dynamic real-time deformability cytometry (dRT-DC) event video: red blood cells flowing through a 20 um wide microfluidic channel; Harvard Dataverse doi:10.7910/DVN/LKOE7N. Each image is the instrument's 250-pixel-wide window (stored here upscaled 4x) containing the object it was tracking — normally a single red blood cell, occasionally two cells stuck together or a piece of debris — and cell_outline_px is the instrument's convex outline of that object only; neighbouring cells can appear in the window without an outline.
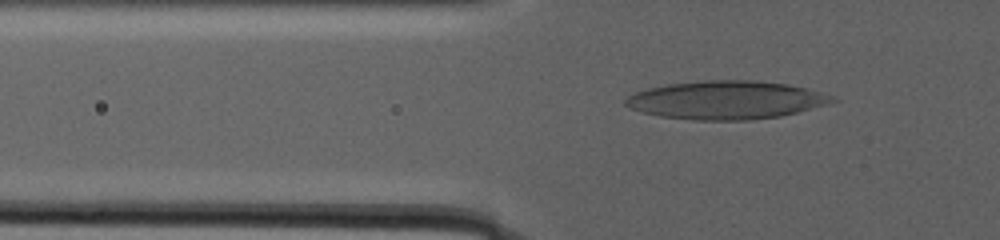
{"species": "human", "species_latin": "Homo sapiens", "temperature_condition": "warm", "stored_images_in_passage": 97, "camera_frame_rate_fps": 3000, "um_per_image_px": 0.085, "donor": {"sex": "male"}, "frame": {"image": 1, "passage_image": 40, "time_ms": 13.0, "image_size_px": [1000, 240], "cell_outline_px": [[840, 100], [828, 104], [780, 116], [748, 120], [692, 120], [660, 116], [644, 112], [632, 108], [624, 104], [624, 100], [628, 96], [636, 92], [648, 88], [668, 84], [704, 80], [756, 80], [788, 84], [804, 88], [832, 96]], "centroid_in_image_um": [61.72, 8.5], "position_along_channel_um": 64.1, "area_um2": 45.89}}
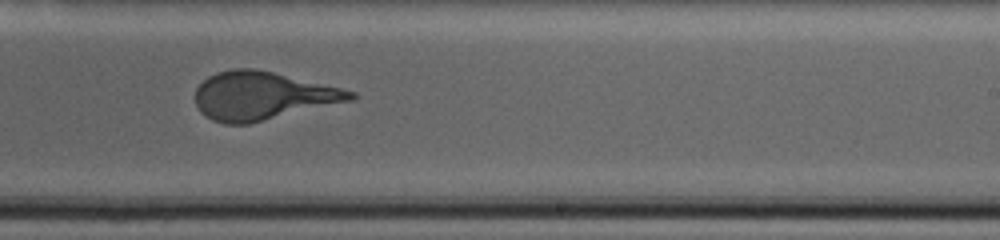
{"frame": {"image": 2, "passage_image": 72, "time_ms": 23.333, "image_size_px": [1000, 240], "cell_outline_px": [[356, 96], [352, 100], [248, 124], [224, 124], [212, 120], [200, 112], [196, 104], [196, 88], [208, 76], [216, 72], [232, 68], [256, 68], [340, 88], [356, 92]], "centroid_in_image_um": [22.26, 8.14], "position_along_channel_um": 266.7, "area_um2": 43.23}}
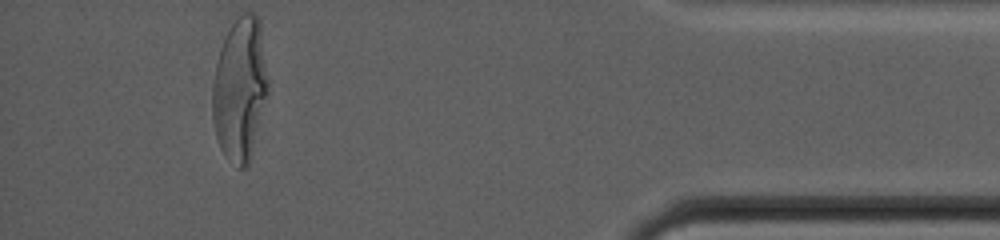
{"frame": {"image": 3, "passage_image": 97, "time_ms": 32.333, "image_size_px": [1000, 240], "cell_outline_px": [[268, 96], [248, 168], [240, 168], [224, 156], [220, 148], [216, 136], [212, 116], [212, 84], [216, 64], [220, 48], [224, 36], [240, 12], [252, 12], [260, 20], [268, 80]], "centroid_in_image_um": [20.4, 7.58], "position_along_channel_um": 414.8, "area_um2": 47.05}, "authors_computed_cell_mechanics": {"area_um2": 44.7372, "velocity_mm_per_s": 2.0974, "shape_relaxation_time_tau1_ms": 10.3093, "shape_relaxation_time_tau2_ms": null, "deformation_change_tau1": 0.276, "deformation_change_tau2": null}}